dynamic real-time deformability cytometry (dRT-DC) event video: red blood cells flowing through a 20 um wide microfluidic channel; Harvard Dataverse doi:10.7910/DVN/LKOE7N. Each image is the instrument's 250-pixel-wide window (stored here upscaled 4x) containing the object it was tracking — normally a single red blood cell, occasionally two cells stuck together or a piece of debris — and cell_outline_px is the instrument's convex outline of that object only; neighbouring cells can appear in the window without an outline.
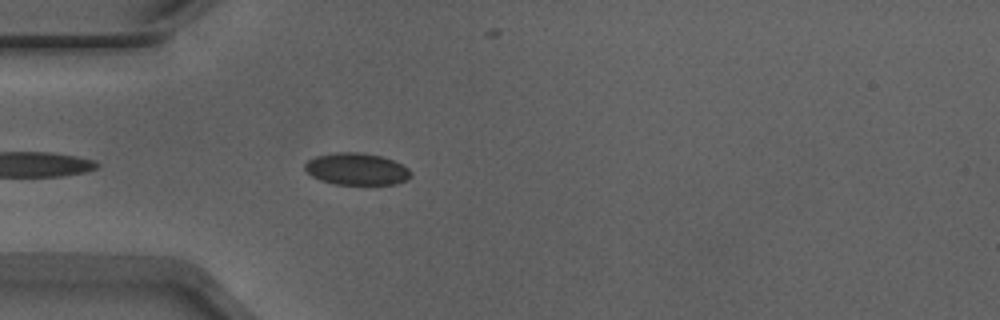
{"species": "Egyptian fruit bat (a non-hibernating species)", "species_latin": "Rousettus aegyptiacus", "temperature_condition": "warm", "stored_images_in_passage": 7, "camera_frame_rate_fps": 3000, "um_per_image_px": 0.085, "animal": {"sex": "male"}, "frame": {"image": 1, "passage_image": 3, "time_ms": 0.667, "image_size_px": [1000, 320], "cell_outline_px": [[412, 176], [408, 180], [396, 184], [336, 184], [320, 180], [312, 176], [304, 168], [304, 164], [308, 160], [316, 156], [336, 152], [360, 152], [380, 156], [392, 160], [408, 168], [412, 172]], "centroid_in_image_um": [30.33, 14.37], "position_along_channel_um": 54.7, "area_um2": 19.71}}
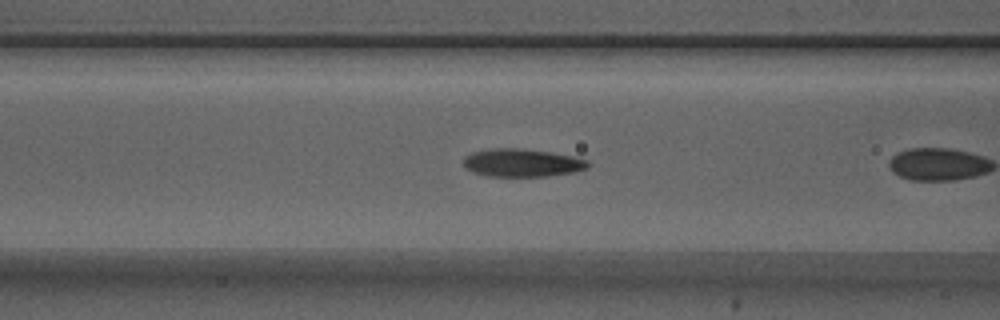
{"frame": {"image": 2, "passage_image": 6, "time_ms": 1.667, "image_size_px": [1000, 320], "cell_outline_px": [[592, 164], [588, 168], [576, 172], [548, 176], [488, 176], [472, 172], [464, 168], [464, 156], [472, 152], [492, 148], [520, 148], [552, 152], [572, 156], [588, 160]], "centroid_in_image_um": [44.4, 13.84], "position_along_channel_um": 122.2, "area_um2": 20.58}}